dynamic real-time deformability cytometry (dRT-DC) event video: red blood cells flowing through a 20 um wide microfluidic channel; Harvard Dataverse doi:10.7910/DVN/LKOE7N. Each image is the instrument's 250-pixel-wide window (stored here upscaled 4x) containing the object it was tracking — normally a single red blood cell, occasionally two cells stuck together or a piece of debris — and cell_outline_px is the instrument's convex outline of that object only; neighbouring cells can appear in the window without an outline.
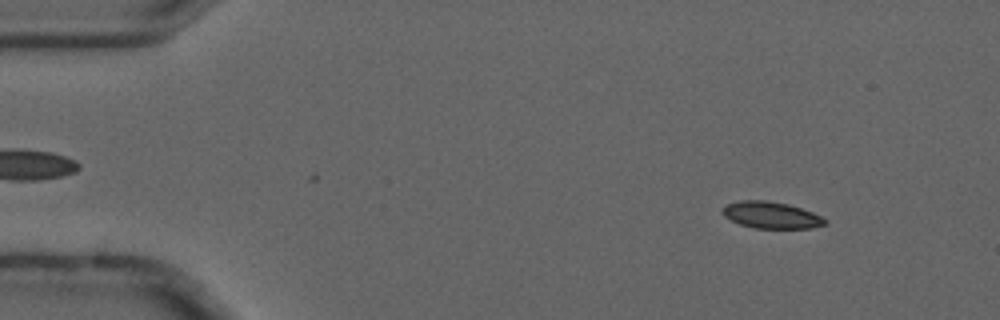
{"species": "common noctule bat (a hibernating species)", "species_latin": "Nyctalus noctula", "temperature_condition": "cold", "stored_images_in_passage": 4, "camera_frame_rate_fps": 3000, "um_per_image_px": 0.085, "animal": {"sex": "male", "forearm_length_mm": 52.5}, "frame": {"image": 1, "passage_image": 1, "time_ms": 0.0, "image_size_px": [1000, 320], "cell_outline_px": [[828, 224], [812, 228], [756, 228], [740, 224], [724, 216], [720, 212], [728, 204], [740, 200], [768, 200], [788, 204], [812, 212], [828, 220]], "centroid_in_image_um": [65.58, 18.28], "position_along_channel_um": 19.4, "area_um2": 15.9}}
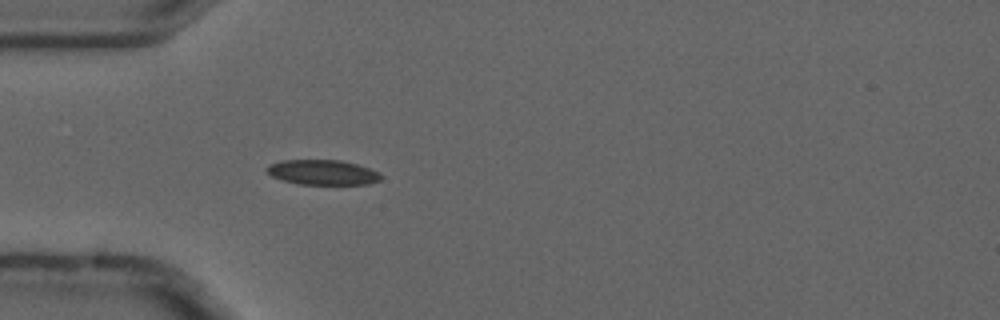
{"frame": {"image": 2, "passage_image": 4, "time_ms": 1.0, "image_size_px": [1000, 320], "cell_outline_px": [[380, 180], [368, 184], [300, 184], [284, 180], [272, 176], [264, 168], [268, 164], [280, 160], [340, 160], [356, 164], [368, 168], [376, 172], [380, 176]], "centroid_in_image_um": [27.36, 14.64], "position_along_channel_um": 57.6, "area_um2": 16.42}}